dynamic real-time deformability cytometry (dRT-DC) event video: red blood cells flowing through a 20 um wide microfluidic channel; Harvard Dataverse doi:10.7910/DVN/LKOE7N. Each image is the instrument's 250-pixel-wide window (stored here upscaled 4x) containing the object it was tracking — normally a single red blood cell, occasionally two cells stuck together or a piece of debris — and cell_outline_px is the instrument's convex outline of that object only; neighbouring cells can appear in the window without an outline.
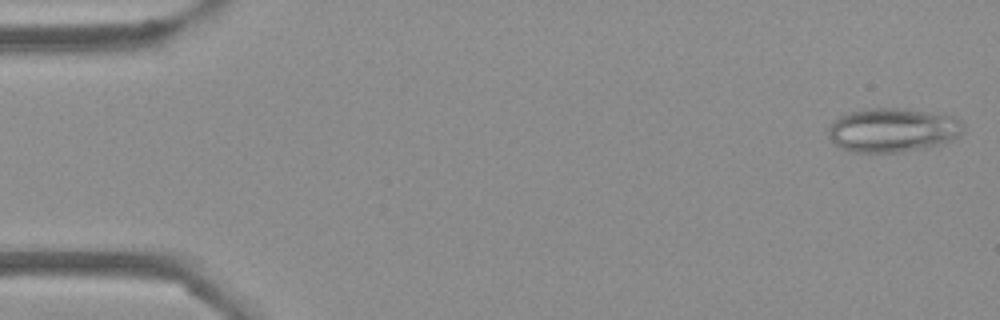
{"species": "Egyptian fruit bat (a non-hibernating species)", "species_latin": "Rousettus aegyptiacus", "temperature_condition": "cold", "stored_images_in_passage": 53, "camera_frame_rate_fps": 3000, "um_per_image_px": 0.085, "frame": {"image": 1, "passage_image": 1, "time_ms": 0.0, "image_size_px": [1000, 320], "cell_outline_px": [[964, 132], [956, 140], [944, 144], [904, 152], [852, 152], [840, 148], [828, 136], [828, 128], [840, 116], [848, 112], [872, 108], [896, 108], [956, 116], [964, 124]], "centroid_in_image_um": [75.94, 11.07], "position_along_channel_um": 9.1, "area_um2": 34.91}}
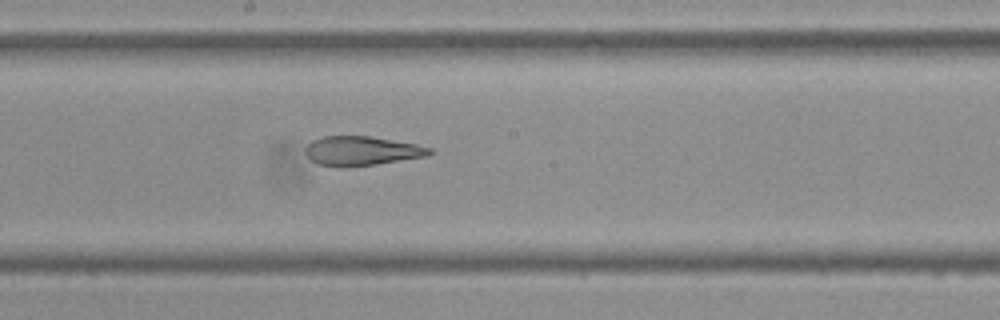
{"frame": {"image": 2, "passage_image": 28, "time_ms": 9.0, "image_size_px": [1000, 320], "cell_outline_px": [[436, 152], [428, 156], [376, 164], [320, 164], [312, 160], [304, 152], [304, 148], [312, 140], [324, 136], [372, 136], [416, 144], [432, 148]], "centroid_in_image_um": [30.82, 12.78], "position_along_channel_um": 217.4, "area_um2": 20.58}}
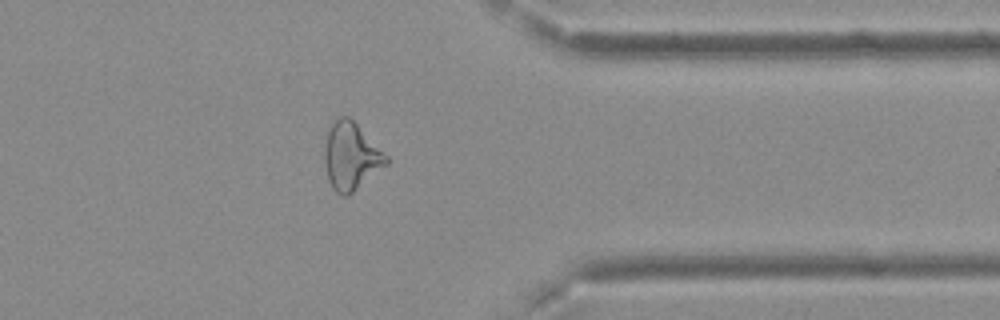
{"frame": {"image": 3, "passage_image": 42, "time_ms": 13.667, "image_size_px": [1000, 320], "cell_outline_px": [[388, 164], [348, 196], [344, 196], [336, 192], [332, 188], [328, 180], [324, 160], [324, 152], [328, 132], [332, 124], [340, 116], [348, 116], [388, 156]], "centroid_in_image_um": [29.83, 13.32], "position_along_channel_um": 381.6, "area_um2": 23.87}, "authors_computed_cell_mechanics": {"area_um2": 25.143, "velocity_mm_per_s": 3.7461, "shape_relaxation_time_tau1_ms": null, "shape_relaxation_time_tau2_ms": 2.7382, "deformation_change_tau1": null, "deformation_change_tau2": 0.1083}}